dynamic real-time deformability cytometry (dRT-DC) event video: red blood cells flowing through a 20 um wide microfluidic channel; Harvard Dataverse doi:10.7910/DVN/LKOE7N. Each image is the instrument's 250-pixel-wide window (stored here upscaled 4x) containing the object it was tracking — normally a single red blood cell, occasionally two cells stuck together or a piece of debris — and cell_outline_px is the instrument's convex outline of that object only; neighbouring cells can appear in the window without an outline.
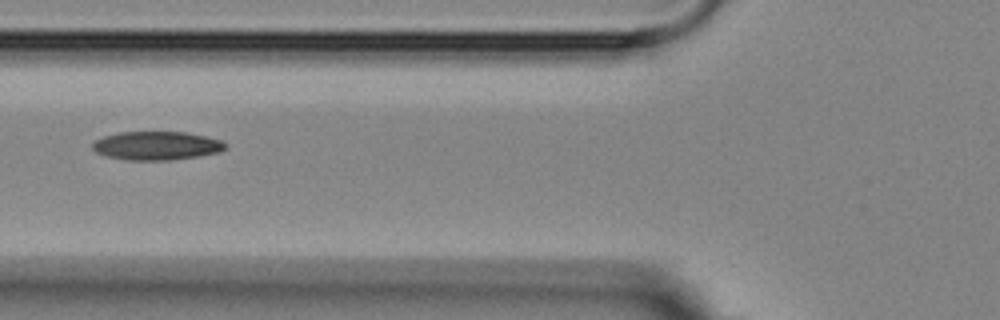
{"species": "Egyptian fruit bat (a non-hibernating species)", "species_latin": "Rousettus aegyptiacus", "temperature_condition": "room temperature", "stored_images_in_passage": 3, "camera_frame_rate_fps": 3000, "um_per_image_px": 0.085, "animal": {"sex": "female"}, "frame": {"image": 1, "passage_image": 2, "time_ms": 1.333, "image_size_px": [1000, 320], "cell_outline_px": [[228, 148], [220, 152], [200, 156], [168, 160], [124, 160], [108, 156], [96, 152], [92, 148], [92, 144], [96, 140], [104, 136], [120, 132], [188, 132], [220, 140], [228, 144]], "centroid_in_image_um": [13.35, 12.38], "position_along_channel_um": 112.5, "area_um2": 22.2}}
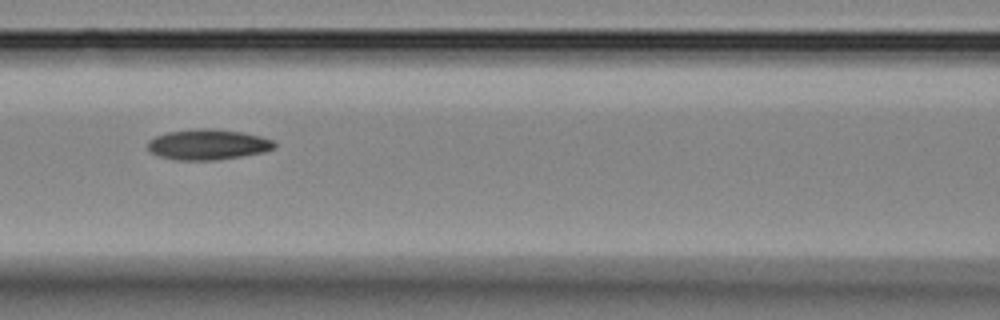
{"frame": {"image": 2, "passage_image": 3, "time_ms": 2.333, "image_size_px": [1000, 320], "cell_outline_px": [[276, 148], [264, 152], [216, 160], [180, 160], [160, 156], [148, 152], [148, 140], [156, 136], [168, 132], [196, 128], [208, 128], [244, 132], [260, 136], [272, 140], [276, 144]], "centroid_in_image_um": [17.67, 12.28], "position_along_channel_um": 148.9, "area_um2": 22.54}}